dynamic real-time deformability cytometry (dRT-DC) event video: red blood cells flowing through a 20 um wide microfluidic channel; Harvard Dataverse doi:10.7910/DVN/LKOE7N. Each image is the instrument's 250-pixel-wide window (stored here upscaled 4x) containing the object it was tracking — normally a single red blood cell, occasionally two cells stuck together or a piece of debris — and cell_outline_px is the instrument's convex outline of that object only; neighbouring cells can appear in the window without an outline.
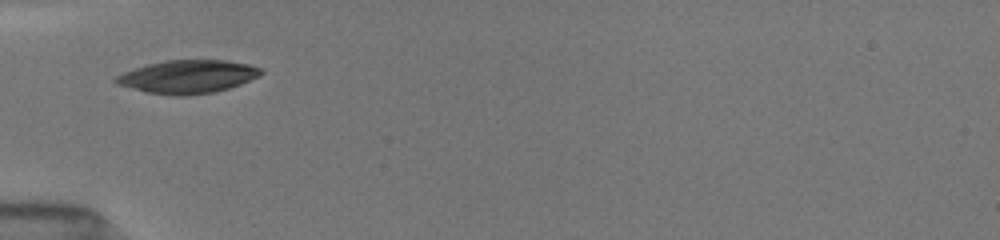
{"species": "common noctule bat (a hibernating species)", "species_latin": "Nyctalus noctula", "temperature_condition": "room temperature", "stored_images_in_passage": 23, "camera_frame_rate_fps": 3000, "um_per_image_px": 0.085, "animal": {"sex": "female", "body_mass_g": 19.5, "forearm_length_mm": 54.1}, "frame": {"image": 1, "passage_image": 4, "time_ms": 2.333, "image_size_px": [1000, 240], "cell_outline_px": [[264, 72], [260, 76], [240, 84], [228, 88], [212, 92], [188, 96], [176, 96], [148, 92], [116, 84], [112, 80], [116, 76], [124, 72], [148, 64], [164, 60], [228, 60], [248, 64], [260, 68]], "centroid_in_image_um": [15.97, 6.51], "position_along_channel_um": 69.0, "area_um2": 27.98}, "authors_computed_cell_mechanics": {"area_um2": 20.1144, "velocity_mm_per_s": 3.9671, "shape_relaxation_time_tau1_ms": 8.0025, "shape_relaxation_time_tau2_ms": null, "deformation_change_tau1": 0.1906, "deformation_change_tau2": null}}